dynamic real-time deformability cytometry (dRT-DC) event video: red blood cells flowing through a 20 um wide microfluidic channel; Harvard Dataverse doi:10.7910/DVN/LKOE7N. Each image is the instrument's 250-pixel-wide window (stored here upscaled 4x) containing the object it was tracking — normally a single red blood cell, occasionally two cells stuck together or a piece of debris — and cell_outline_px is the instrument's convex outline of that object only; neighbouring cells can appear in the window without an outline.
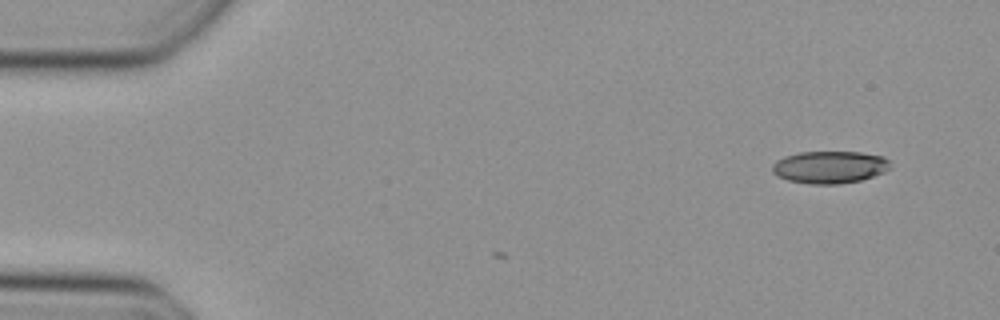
{"species": "Egyptian fruit bat (a non-hibernating species)", "species_latin": "Rousettus aegyptiacus", "temperature_condition": "cold", "stored_images_in_passage": 2, "camera_frame_rate_fps": 3000, "um_per_image_px": 0.085, "animal": {"sex": "female"}, "frame": {"image": 1, "passage_image": 2, "time_ms": 0.333, "image_size_px": [1000, 320], "cell_outline_px": [[892, 168], [884, 172], [860, 180], [840, 184], [812, 184], [788, 180], [772, 172], [772, 164], [776, 160], [784, 156], [800, 152], [860, 152], [884, 156], [888, 160]], "centroid_in_image_um": [70.54, 14.2], "position_along_channel_um": 14.5, "area_um2": 22.25}}